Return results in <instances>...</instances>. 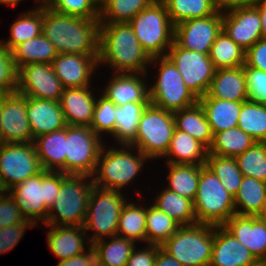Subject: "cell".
<instances>
[{
	"instance_id": "obj_1",
	"label": "cell",
	"mask_w": 266,
	"mask_h": 266,
	"mask_svg": "<svg viewBox=\"0 0 266 266\" xmlns=\"http://www.w3.org/2000/svg\"><path fill=\"white\" fill-rule=\"evenodd\" d=\"M151 58L129 23H100L98 68L112 73L147 74Z\"/></svg>"
},
{
	"instance_id": "obj_2",
	"label": "cell",
	"mask_w": 266,
	"mask_h": 266,
	"mask_svg": "<svg viewBox=\"0 0 266 266\" xmlns=\"http://www.w3.org/2000/svg\"><path fill=\"white\" fill-rule=\"evenodd\" d=\"M100 20L64 15L43 6L42 34L58 54L99 55Z\"/></svg>"
},
{
	"instance_id": "obj_3",
	"label": "cell",
	"mask_w": 266,
	"mask_h": 266,
	"mask_svg": "<svg viewBox=\"0 0 266 266\" xmlns=\"http://www.w3.org/2000/svg\"><path fill=\"white\" fill-rule=\"evenodd\" d=\"M109 145L105 143L101 149L92 176L93 184L102 189L125 192L127 187H132L129 185H135L136 177L151 160L132 145Z\"/></svg>"
},
{
	"instance_id": "obj_4",
	"label": "cell",
	"mask_w": 266,
	"mask_h": 266,
	"mask_svg": "<svg viewBox=\"0 0 266 266\" xmlns=\"http://www.w3.org/2000/svg\"><path fill=\"white\" fill-rule=\"evenodd\" d=\"M61 184L62 172L42 170L8 192L17 203L23 217L37 227L46 222L49 209L54 204Z\"/></svg>"
},
{
	"instance_id": "obj_5",
	"label": "cell",
	"mask_w": 266,
	"mask_h": 266,
	"mask_svg": "<svg viewBox=\"0 0 266 266\" xmlns=\"http://www.w3.org/2000/svg\"><path fill=\"white\" fill-rule=\"evenodd\" d=\"M93 186L91 176L62 172L60 191L44 225L83 226Z\"/></svg>"
},
{
	"instance_id": "obj_6",
	"label": "cell",
	"mask_w": 266,
	"mask_h": 266,
	"mask_svg": "<svg viewBox=\"0 0 266 266\" xmlns=\"http://www.w3.org/2000/svg\"><path fill=\"white\" fill-rule=\"evenodd\" d=\"M152 66L156 72L153 74L151 70L147 72L148 78H152L149 75L156 76L152 78L155 79L151 82L152 85H148L151 104L174 112L198 102L196 95L185 85L180 72L167 56L151 58L150 69Z\"/></svg>"
},
{
	"instance_id": "obj_7",
	"label": "cell",
	"mask_w": 266,
	"mask_h": 266,
	"mask_svg": "<svg viewBox=\"0 0 266 266\" xmlns=\"http://www.w3.org/2000/svg\"><path fill=\"white\" fill-rule=\"evenodd\" d=\"M197 223L223 226L236 214L234 196L206 166L200 165L198 189L193 201Z\"/></svg>"
},
{
	"instance_id": "obj_8",
	"label": "cell",
	"mask_w": 266,
	"mask_h": 266,
	"mask_svg": "<svg viewBox=\"0 0 266 266\" xmlns=\"http://www.w3.org/2000/svg\"><path fill=\"white\" fill-rule=\"evenodd\" d=\"M129 24L150 58L166 56L174 42V25L162 0L153 1Z\"/></svg>"
},
{
	"instance_id": "obj_9",
	"label": "cell",
	"mask_w": 266,
	"mask_h": 266,
	"mask_svg": "<svg viewBox=\"0 0 266 266\" xmlns=\"http://www.w3.org/2000/svg\"><path fill=\"white\" fill-rule=\"evenodd\" d=\"M129 199L126 192L93 186L83 224L85 232H90L87 236L91 245L117 235L119 217Z\"/></svg>"
},
{
	"instance_id": "obj_10",
	"label": "cell",
	"mask_w": 266,
	"mask_h": 266,
	"mask_svg": "<svg viewBox=\"0 0 266 266\" xmlns=\"http://www.w3.org/2000/svg\"><path fill=\"white\" fill-rule=\"evenodd\" d=\"M215 225L180 226L160 247L183 266H209Z\"/></svg>"
},
{
	"instance_id": "obj_11",
	"label": "cell",
	"mask_w": 266,
	"mask_h": 266,
	"mask_svg": "<svg viewBox=\"0 0 266 266\" xmlns=\"http://www.w3.org/2000/svg\"><path fill=\"white\" fill-rule=\"evenodd\" d=\"M174 131L173 112L149 103L140 116L136 139L131 145L151 161L161 160L168 150Z\"/></svg>"
},
{
	"instance_id": "obj_12",
	"label": "cell",
	"mask_w": 266,
	"mask_h": 266,
	"mask_svg": "<svg viewBox=\"0 0 266 266\" xmlns=\"http://www.w3.org/2000/svg\"><path fill=\"white\" fill-rule=\"evenodd\" d=\"M103 140L88 126H66L65 174L93 176Z\"/></svg>"
},
{
	"instance_id": "obj_13",
	"label": "cell",
	"mask_w": 266,
	"mask_h": 266,
	"mask_svg": "<svg viewBox=\"0 0 266 266\" xmlns=\"http://www.w3.org/2000/svg\"><path fill=\"white\" fill-rule=\"evenodd\" d=\"M42 171L33 142L0 145V187L8 191Z\"/></svg>"
},
{
	"instance_id": "obj_14",
	"label": "cell",
	"mask_w": 266,
	"mask_h": 266,
	"mask_svg": "<svg viewBox=\"0 0 266 266\" xmlns=\"http://www.w3.org/2000/svg\"><path fill=\"white\" fill-rule=\"evenodd\" d=\"M166 56L198 99L207 93L216 72L209 55L183 49L173 42Z\"/></svg>"
},
{
	"instance_id": "obj_15",
	"label": "cell",
	"mask_w": 266,
	"mask_h": 266,
	"mask_svg": "<svg viewBox=\"0 0 266 266\" xmlns=\"http://www.w3.org/2000/svg\"><path fill=\"white\" fill-rule=\"evenodd\" d=\"M223 12L193 18L174 26V42L181 48L209 55L212 44L222 31Z\"/></svg>"
},
{
	"instance_id": "obj_16",
	"label": "cell",
	"mask_w": 266,
	"mask_h": 266,
	"mask_svg": "<svg viewBox=\"0 0 266 266\" xmlns=\"http://www.w3.org/2000/svg\"><path fill=\"white\" fill-rule=\"evenodd\" d=\"M63 90L51 64H28L18 69L16 91L25 96L60 101Z\"/></svg>"
},
{
	"instance_id": "obj_17",
	"label": "cell",
	"mask_w": 266,
	"mask_h": 266,
	"mask_svg": "<svg viewBox=\"0 0 266 266\" xmlns=\"http://www.w3.org/2000/svg\"><path fill=\"white\" fill-rule=\"evenodd\" d=\"M3 143L33 142L27 117V96L13 92L5 94L1 112Z\"/></svg>"
},
{
	"instance_id": "obj_18",
	"label": "cell",
	"mask_w": 266,
	"mask_h": 266,
	"mask_svg": "<svg viewBox=\"0 0 266 266\" xmlns=\"http://www.w3.org/2000/svg\"><path fill=\"white\" fill-rule=\"evenodd\" d=\"M98 56L62 53L51 65L64 88L92 86V78L98 75Z\"/></svg>"
},
{
	"instance_id": "obj_19",
	"label": "cell",
	"mask_w": 266,
	"mask_h": 266,
	"mask_svg": "<svg viewBox=\"0 0 266 266\" xmlns=\"http://www.w3.org/2000/svg\"><path fill=\"white\" fill-rule=\"evenodd\" d=\"M222 30L245 51L263 38L261 18L255 6L223 12Z\"/></svg>"
},
{
	"instance_id": "obj_20",
	"label": "cell",
	"mask_w": 266,
	"mask_h": 266,
	"mask_svg": "<svg viewBox=\"0 0 266 266\" xmlns=\"http://www.w3.org/2000/svg\"><path fill=\"white\" fill-rule=\"evenodd\" d=\"M110 78L100 93L117 106L127 103L150 102L147 74L110 73Z\"/></svg>"
},
{
	"instance_id": "obj_21",
	"label": "cell",
	"mask_w": 266,
	"mask_h": 266,
	"mask_svg": "<svg viewBox=\"0 0 266 266\" xmlns=\"http://www.w3.org/2000/svg\"><path fill=\"white\" fill-rule=\"evenodd\" d=\"M223 227L246 246L259 262L266 260V224L260 216L235 214Z\"/></svg>"
},
{
	"instance_id": "obj_22",
	"label": "cell",
	"mask_w": 266,
	"mask_h": 266,
	"mask_svg": "<svg viewBox=\"0 0 266 266\" xmlns=\"http://www.w3.org/2000/svg\"><path fill=\"white\" fill-rule=\"evenodd\" d=\"M93 87L64 88L59 102L67 125L90 127L97 100L95 90L98 88Z\"/></svg>"
},
{
	"instance_id": "obj_23",
	"label": "cell",
	"mask_w": 266,
	"mask_h": 266,
	"mask_svg": "<svg viewBox=\"0 0 266 266\" xmlns=\"http://www.w3.org/2000/svg\"><path fill=\"white\" fill-rule=\"evenodd\" d=\"M259 261L223 226L214 227V243L209 266H255Z\"/></svg>"
},
{
	"instance_id": "obj_24",
	"label": "cell",
	"mask_w": 266,
	"mask_h": 266,
	"mask_svg": "<svg viewBox=\"0 0 266 266\" xmlns=\"http://www.w3.org/2000/svg\"><path fill=\"white\" fill-rule=\"evenodd\" d=\"M44 226L49 228L45 232L47 247L59 261L82 254L91 247L83 226Z\"/></svg>"
},
{
	"instance_id": "obj_25",
	"label": "cell",
	"mask_w": 266,
	"mask_h": 266,
	"mask_svg": "<svg viewBox=\"0 0 266 266\" xmlns=\"http://www.w3.org/2000/svg\"><path fill=\"white\" fill-rule=\"evenodd\" d=\"M27 117L33 139L67 126L59 101L27 96Z\"/></svg>"
},
{
	"instance_id": "obj_26",
	"label": "cell",
	"mask_w": 266,
	"mask_h": 266,
	"mask_svg": "<svg viewBox=\"0 0 266 266\" xmlns=\"http://www.w3.org/2000/svg\"><path fill=\"white\" fill-rule=\"evenodd\" d=\"M200 98H217L236 102L248 101L246 75L243 66L216 69L210 88Z\"/></svg>"
},
{
	"instance_id": "obj_27",
	"label": "cell",
	"mask_w": 266,
	"mask_h": 266,
	"mask_svg": "<svg viewBox=\"0 0 266 266\" xmlns=\"http://www.w3.org/2000/svg\"><path fill=\"white\" fill-rule=\"evenodd\" d=\"M208 149L197 139L175 128L166 154L165 163L205 165Z\"/></svg>"
},
{
	"instance_id": "obj_28",
	"label": "cell",
	"mask_w": 266,
	"mask_h": 266,
	"mask_svg": "<svg viewBox=\"0 0 266 266\" xmlns=\"http://www.w3.org/2000/svg\"><path fill=\"white\" fill-rule=\"evenodd\" d=\"M42 170L65 174L66 127L43 134L33 141Z\"/></svg>"
},
{
	"instance_id": "obj_29",
	"label": "cell",
	"mask_w": 266,
	"mask_h": 266,
	"mask_svg": "<svg viewBox=\"0 0 266 266\" xmlns=\"http://www.w3.org/2000/svg\"><path fill=\"white\" fill-rule=\"evenodd\" d=\"M207 122L213 135L223 130L237 127L243 102L227 101L217 98H199Z\"/></svg>"
},
{
	"instance_id": "obj_30",
	"label": "cell",
	"mask_w": 266,
	"mask_h": 266,
	"mask_svg": "<svg viewBox=\"0 0 266 266\" xmlns=\"http://www.w3.org/2000/svg\"><path fill=\"white\" fill-rule=\"evenodd\" d=\"M234 202L237 215L260 216L266 208V182L243 176Z\"/></svg>"
},
{
	"instance_id": "obj_31",
	"label": "cell",
	"mask_w": 266,
	"mask_h": 266,
	"mask_svg": "<svg viewBox=\"0 0 266 266\" xmlns=\"http://www.w3.org/2000/svg\"><path fill=\"white\" fill-rule=\"evenodd\" d=\"M175 128L186 132L201 142L207 149L213 141V133L205 112L199 102L173 112Z\"/></svg>"
},
{
	"instance_id": "obj_32",
	"label": "cell",
	"mask_w": 266,
	"mask_h": 266,
	"mask_svg": "<svg viewBox=\"0 0 266 266\" xmlns=\"http://www.w3.org/2000/svg\"><path fill=\"white\" fill-rule=\"evenodd\" d=\"M15 21L10 24L8 39L0 40L2 44L12 51L17 45L39 36L42 33L43 6H34L28 11L22 10Z\"/></svg>"
},
{
	"instance_id": "obj_33",
	"label": "cell",
	"mask_w": 266,
	"mask_h": 266,
	"mask_svg": "<svg viewBox=\"0 0 266 266\" xmlns=\"http://www.w3.org/2000/svg\"><path fill=\"white\" fill-rule=\"evenodd\" d=\"M155 195L156 198L153 197V201H150L151 204L166 213L180 226L197 224L192 200L165 188V186Z\"/></svg>"
},
{
	"instance_id": "obj_34",
	"label": "cell",
	"mask_w": 266,
	"mask_h": 266,
	"mask_svg": "<svg viewBox=\"0 0 266 266\" xmlns=\"http://www.w3.org/2000/svg\"><path fill=\"white\" fill-rule=\"evenodd\" d=\"M136 245L133 240L116 235L98 240L91 246L96 253L97 266H126Z\"/></svg>"
},
{
	"instance_id": "obj_35",
	"label": "cell",
	"mask_w": 266,
	"mask_h": 266,
	"mask_svg": "<svg viewBox=\"0 0 266 266\" xmlns=\"http://www.w3.org/2000/svg\"><path fill=\"white\" fill-rule=\"evenodd\" d=\"M11 53L17 70L28 64H51L58 54L54 45L42 33L39 36L20 43Z\"/></svg>"
},
{
	"instance_id": "obj_36",
	"label": "cell",
	"mask_w": 266,
	"mask_h": 266,
	"mask_svg": "<svg viewBox=\"0 0 266 266\" xmlns=\"http://www.w3.org/2000/svg\"><path fill=\"white\" fill-rule=\"evenodd\" d=\"M133 200V201H131ZM132 197L122 208L117 235L133 240L135 243L140 241L146 243V204L145 202H134ZM139 241V242H138Z\"/></svg>"
},
{
	"instance_id": "obj_37",
	"label": "cell",
	"mask_w": 266,
	"mask_h": 266,
	"mask_svg": "<svg viewBox=\"0 0 266 266\" xmlns=\"http://www.w3.org/2000/svg\"><path fill=\"white\" fill-rule=\"evenodd\" d=\"M149 103L137 102L117 106L115 133L111 136L115 145H131L135 141L140 116Z\"/></svg>"
},
{
	"instance_id": "obj_38",
	"label": "cell",
	"mask_w": 266,
	"mask_h": 266,
	"mask_svg": "<svg viewBox=\"0 0 266 266\" xmlns=\"http://www.w3.org/2000/svg\"><path fill=\"white\" fill-rule=\"evenodd\" d=\"M165 188L194 201L198 189L200 165L166 163ZM167 186V187H166Z\"/></svg>"
},
{
	"instance_id": "obj_39",
	"label": "cell",
	"mask_w": 266,
	"mask_h": 266,
	"mask_svg": "<svg viewBox=\"0 0 266 266\" xmlns=\"http://www.w3.org/2000/svg\"><path fill=\"white\" fill-rule=\"evenodd\" d=\"M256 141L241 128L234 127L213 135V141L208 148V154L236 157L252 147Z\"/></svg>"
},
{
	"instance_id": "obj_40",
	"label": "cell",
	"mask_w": 266,
	"mask_h": 266,
	"mask_svg": "<svg viewBox=\"0 0 266 266\" xmlns=\"http://www.w3.org/2000/svg\"><path fill=\"white\" fill-rule=\"evenodd\" d=\"M245 53L222 30L211 46L209 57L216 69L238 68L245 64Z\"/></svg>"
},
{
	"instance_id": "obj_41",
	"label": "cell",
	"mask_w": 266,
	"mask_h": 266,
	"mask_svg": "<svg viewBox=\"0 0 266 266\" xmlns=\"http://www.w3.org/2000/svg\"><path fill=\"white\" fill-rule=\"evenodd\" d=\"M173 25L193 18H204L218 10L214 0H162Z\"/></svg>"
},
{
	"instance_id": "obj_42",
	"label": "cell",
	"mask_w": 266,
	"mask_h": 266,
	"mask_svg": "<svg viewBox=\"0 0 266 266\" xmlns=\"http://www.w3.org/2000/svg\"><path fill=\"white\" fill-rule=\"evenodd\" d=\"M155 0H105L99 7L100 23H129Z\"/></svg>"
},
{
	"instance_id": "obj_43",
	"label": "cell",
	"mask_w": 266,
	"mask_h": 266,
	"mask_svg": "<svg viewBox=\"0 0 266 266\" xmlns=\"http://www.w3.org/2000/svg\"><path fill=\"white\" fill-rule=\"evenodd\" d=\"M180 225L151 203L146 205V244L161 246Z\"/></svg>"
},
{
	"instance_id": "obj_44",
	"label": "cell",
	"mask_w": 266,
	"mask_h": 266,
	"mask_svg": "<svg viewBox=\"0 0 266 266\" xmlns=\"http://www.w3.org/2000/svg\"><path fill=\"white\" fill-rule=\"evenodd\" d=\"M237 126L256 142H266V104L243 102Z\"/></svg>"
},
{
	"instance_id": "obj_45",
	"label": "cell",
	"mask_w": 266,
	"mask_h": 266,
	"mask_svg": "<svg viewBox=\"0 0 266 266\" xmlns=\"http://www.w3.org/2000/svg\"><path fill=\"white\" fill-rule=\"evenodd\" d=\"M205 165L220 179L225 190L235 196L243 177L235 157L207 154Z\"/></svg>"
},
{
	"instance_id": "obj_46",
	"label": "cell",
	"mask_w": 266,
	"mask_h": 266,
	"mask_svg": "<svg viewBox=\"0 0 266 266\" xmlns=\"http://www.w3.org/2000/svg\"><path fill=\"white\" fill-rule=\"evenodd\" d=\"M235 159L243 176L266 182V142H256Z\"/></svg>"
},
{
	"instance_id": "obj_47",
	"label": "cell",
	"mask_w": 266,
	"mask_h": 266,
	"mask_svg": "<svg viewBox=\"0 0 266 266\" xmlns=\"http://www.w3.org/2000/svg\"><path fill=\"white\" fill-rule=\"evenodd\" d=\"M97 93L99 95H97L90 128L103 140H106V135L111 137L115 133L117 105L100 92Z\"/></svg>"
},
{
	"instance_id": "obj_48",
	"label": "cell",
	"mask_w": 266,
	"mask_h": 266,
	"mask_svg": "<svg viewBox=\"0 0 266 266\" xmlns=\"http://www.w3.org/2000/svg\"><path fill=\"white\" fill-rule=\"evenodd\" d=\"M49 7L59 14L99 20V6L93 0H54Z\"/></svg>"
},
{
	"instance_id": "obj_49",
	"label": "cell",
	"mask_w": 266,
	"mask_h": 266,
	"mask_svg": "<svg viewBox=\"0 0 266 266\" xmlns=\"http://www.w3.org/2000/svg\"><path fill=\"white\" fill-rule=\"evenodd\" d=\"M17 74L11 51L0 41V94L16 92Z\"/></svg>"
},
{
	"instance_id": "obj_50",
	"label": "cell",
	"mask_w": 266,
	"mask_h": 266,
	"mask_svg": "<svg viewBox=\"0 0 266 266\" xmlns=\"http://www.w3.org/2000/svg\"><path fill=\"white\" fill-rule=\"evenodd\" d=\"M249 101L266 104V72L243 65Z\"/></svg>"
},
{
	"instance_id": "obj_51",
	"label": "cell",
	"mask_w": 266,
	"mask_h": 266,
	"mask_svg": "<svg viewBox=\"0 0 266 266\" xmlns=\"http://www.w3.org/2000/svg\"><path fill=\"white\" fill-rule=\"evenodd\" d=\"M35 225L26 220L24 223H16L7 227L0 228V255L8 253L14 249L23 238L28 228H34Z\"/></svg>"
},
{
	"instance_id": "obj_52",
	"label": "cell",
	"mask_w": 266,
	"mask_h": 266,
	"mask_svg": "<svg viewBox=\"0 0 266 266\" xmlns=\"http://www.w3.org/2000/svg\"><path fill=\"white\" fill-rule=\"evenodd\" d=\"M25 221L13 197L8 191H2L0 194V228Z\"/></svg>"
},
{
	"instance_id": "obj_53",
	"label": "cell",
	"mask_w": 266,
	"mask_h": 266,
	"mask_svg": "<svg viewBox=\"0 0 266 266\" xmlns=\"http://www.w3.org/2000/svg\"><path fill=\"white\" fill-rule=\"evenodd\" d=\"M159 245L145 244L144 248H134L126 266H155ZM139 249V250H138Z\"/></svg>"
},
{
	"instance_id": "obj_54",
	"label": "cell",
	"mask_w": 266,
	"mask_h": 266,
	"mask_svg": "<svg viewBox=\"0 0 266 266\" xmlns=\"http://www.w3.org/2000/svg\"><path fill=\"white\" fill-rule=\"evenodd\" d=\"M245 64L266 72V38L259 39L246 51Z\"/></svg>"
},
{
	"instance_id": "obj_55",
	"label": "cell",
	"mask_w": 266,
	"mask_h": 266,
	"mask_svg": "<svg viewBox=\"0 0 266 266\" xmlns=\"http://www.w3.org/2000/svg\"><path fill=\"white\" fill-rule=\"evenodd\" d=\"M56 266H97L95 250L91 246L82 254L59 261Z\"/></svg>"
},
{
	"instance_id": "obj_56",
	"label": "cell",
	"mask_w": 266,
	"mask_h": 266,
	"mask_svg": "<svg viewBox=\"0 0 266 266\" xmlns=\"http://www.w3.org/2000/svg\"><path fill=\"white\" fill-rule=\"evenodd\" d=\"M260 0H214L215 6L219 12H225L230 9L254 6Z\"/></svg>"
},
{
	"instance_id": "obj_57",
	"label": "cell",
	"mask_w": 266,
	"mask_h": 266,
	"mask_svg": "<svg viewBox=\"0 0 266 266\" xmlns=\"http://www.w3.org/2000/svg\"><path fill=\"white\" fill-rule=\"evenodd\" d=\"M155 266H183L161 248L157 251Z\"/></svg>"
},
{
	"instance_id": "obj_58",
	"label": "cell",
	"mask_w": 266,
	"mask_h": 266,
	"mask_svg": "<svg viewBox=\"0 0 266 266\" xmlns=\"http://www.w3.org/2000/svg\"><path fill=\"white\" fill-rule=\"evenodd\" d=\"M254 6L258 9L261 18L262 37L266 38V2L264 0H260Z\"/></svg>"
},
{
	"instance_id": "obj_59",
	"label": "cell",
	"mask_w": 266,
	"mask_h": 266,
	"mask_svg": "<svg viewBox=\"0 0 266 266\" xmlns=\"http://www.w3.org/2000/svg\"><path fill=\"white\" fill-rule=\"evenodd\" d=\"M25 1V0H0V5H7L8 7L10 6V8H14L17 7V5H19L20 2ZM37 1V2H36ZM35 2L38 4H36L37 8L42 7V5L39 3V0H35Z\"/></svg>"
},
{
	"instance_id": "obj_60",
	"label": "cell",
	"mask_w": 266,
	"mask_h": 266,
	"mask_svg": "<svg viewBox=\"0 0 266 266\" xmlns=\"http://www.w3.org/2000/svg\"><path fill=\"white\" fill-rule=\"evenodd\" d=\"M4 98H5V95L0 94V145L3 144V134H2V128H1V112H2V105H3Z\"/></svg>"
},
{
	"instance_id": "obj_61",
	"label": "cell",
	"mask_w": 266,
	"mask_h": 266,
	"mask_svg": "<svg viewBox=\"0 0 266 266\" xmlns=\"http://www.w3.org/2000/svg\"><path fill=\"white\" fill-rule=\"evenodd\" d=\"M54 0H39L42 6H50Z\"/></svg>"
},
{
	"instance_id": "obj_62",
	"label": "cell",
	"mask_w": 266,
	"mask_h": 266,
	"mask_svg": "<svg viewBox=\"0 0 266 266\" xmlns=\"http://www.w3.org/2000/svg\"><path fill=\"white\" fill-rule=\"evenodd\" d=\"M260 217L266 224V208H265L264 212L260 215Z\"/></svg>"
},
{
	"instance_id": "obj_63",
	"label": "cell",
	"mask_w": 266,
	"mask_h": 266,
	"mask_svg": "<svg viewBox=\"0 0 266 266\" xmlns=\"http://www.w3.org/2000/svg\"><path fill=\"white\" fill-rule=\"evenodd\" d=\"M99 7L105 2V0H93Z\"/></svg>"
},
{
	"instance_id": "obj_64",
	"label": "cell",
	"mask_w": 266,
	"mask_h": 266,
	"mask_svg": "<svg viewBox=\"0 0 266 266\" xmlns=\"http://www.w3.org/2000/svg\"><path fill=\"white\" fill-rule=\"evenodd\" d=\"M255 266H266V264L264 262H259L258 264H256Z\"/></svg>"
}]
</instances>
